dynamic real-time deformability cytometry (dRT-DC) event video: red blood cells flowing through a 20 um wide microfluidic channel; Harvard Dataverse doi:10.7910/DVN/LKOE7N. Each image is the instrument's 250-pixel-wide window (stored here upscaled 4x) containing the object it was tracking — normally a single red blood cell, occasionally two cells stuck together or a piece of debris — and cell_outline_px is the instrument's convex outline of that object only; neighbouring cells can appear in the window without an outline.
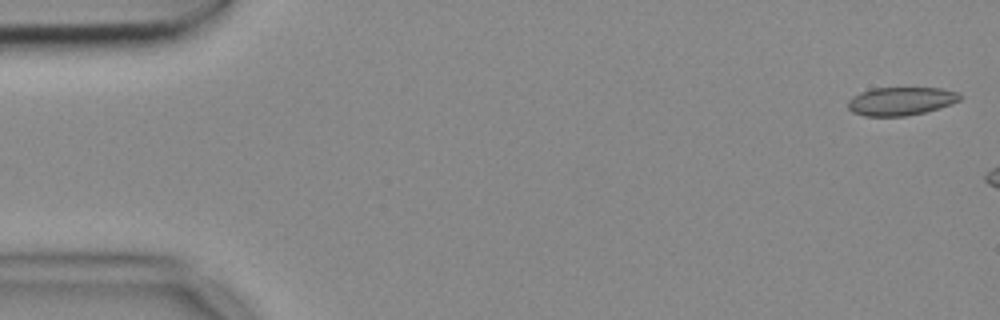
{"species": "common noctule bat (a hibernating species)", "species_latin": "Nyctalus noctula", "temperature_condition": "cold", "stored_images_in_passage": 11, "camera_frame_rate_fps": 3000, "um_per_image_px": 0.085, "animal": {"sex": "female", "body_mass_g": 18.4}, "frame": {"image": 1, "passage_image": 1, "time_ms": 0.0, "image_size_px": [1000, 320], "cell_outline_px": [[964, 96], [960, 100], [952, 104], [940, 108], [924, 112], [904, 116], [864, 116], [852, 112], [848, 108], [848, 100], [852, 96], [860, 92], [872, 88], [940, 88], [960, 92]], "centroid_in_image_um": [76.6, 8.59], "position_along_channel_um": 8.4, "area_um2": 18.67}}